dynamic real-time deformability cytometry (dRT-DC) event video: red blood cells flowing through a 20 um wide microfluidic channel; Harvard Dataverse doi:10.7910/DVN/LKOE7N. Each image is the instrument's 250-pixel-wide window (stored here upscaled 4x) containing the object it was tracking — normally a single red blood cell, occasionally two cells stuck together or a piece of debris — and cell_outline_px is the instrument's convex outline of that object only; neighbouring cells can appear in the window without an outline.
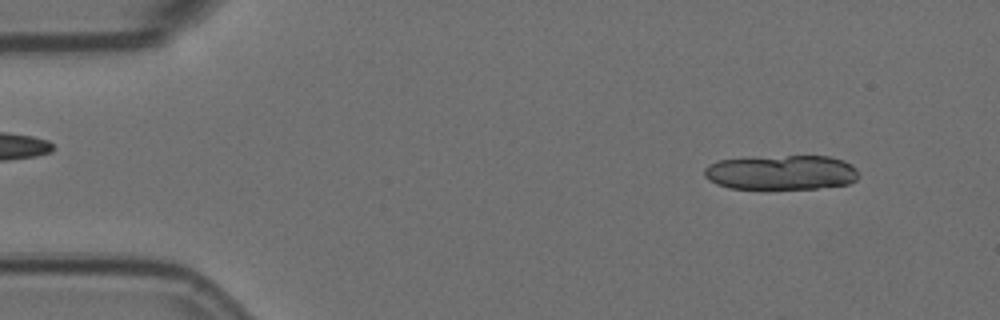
{"species": "Egyptian fruit bat (a non-hibernating species)", "species_latin": "Rousettus aegyptiacus", "temperature_condition": "room temperature", "stored_images_in_passage": 12, "camera_frame_rate_fps": 3000, "um_per_image_px": 0.085, "animal": {"sex": "female"}, "frame": {"image": 1, "passage_image": 1, "time_ms": 0.0, "image_size_px": [1000, 320], "cell_outline_px": [[856, 180], [848, 184], [816, 188], [728, 188], [716, 184], [708, 180], [704, 176], [704, 168], [708, 164], [720, 160], [788, 156], [828, 156], [844, 160], [852, 164], [856, 168]], "centroid_in_image_um": [66.4, 14.66], "position_along_channel_um": 18.6, "area_um2": 30.87}}